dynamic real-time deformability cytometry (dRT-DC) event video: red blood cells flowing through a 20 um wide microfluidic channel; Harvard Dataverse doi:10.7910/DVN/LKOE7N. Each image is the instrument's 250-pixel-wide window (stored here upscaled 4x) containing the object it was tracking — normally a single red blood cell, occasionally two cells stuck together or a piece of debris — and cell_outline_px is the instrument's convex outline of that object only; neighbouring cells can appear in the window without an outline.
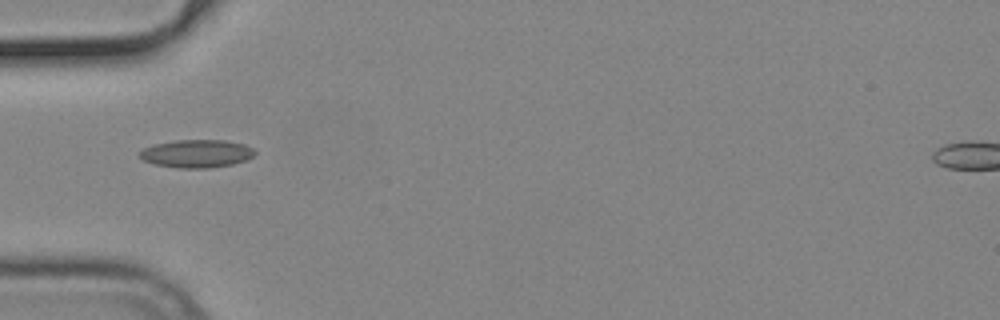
{"species": "common noctule bat (a hibernating species)", "species_latin": "Nyctalus noctula", "temperature_condition": "cold", "stored_images_in_passage": 38, "camera_frame_rate_fps": 3000, "um_per_image_px": 0.085, "animal": {"sex": "male", "body_mass_g": 19.2, "forearm_length_mm": 51.8}, "frame": {"image": 1, "passage_image": 1, "time_ms": 0.0, "image_size_px": [1000, 320], "cell_outline_px": [[256, 152], [248, 160], [232, 164], [208, 168], [176, 168], [156, 164], [144, 160], [136, 152], [152, 144], [176, 140], [224, 140], [244, 144], [252, 148]], "centroid_in_image_um": [16.7, 13.05], "position_along_channel_um": 68.3, "area_um2": 18.84}}
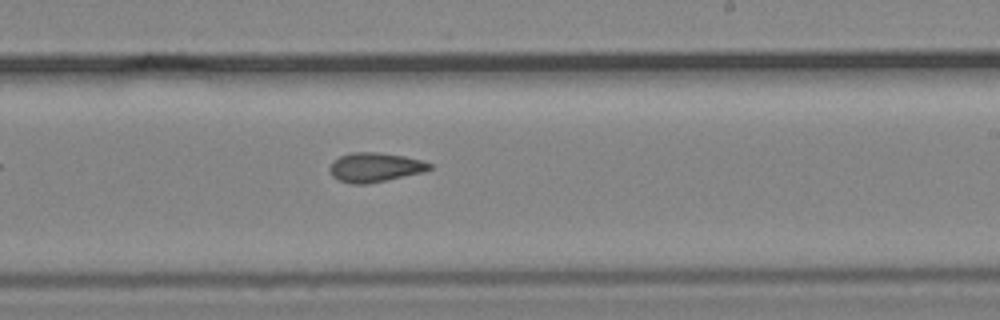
{"frame": {"image": 2, "passage_image": 16, "time_ms": 5.0, "image_size_px": [1000, 320], "cell_outline_px": [[432, 168], [424, 172], [368, 184], [352, 184], [336, 180], [332, 176], [328, 168], [332, 160], [340, 156], [352, 152], [376, 152], [404, 156], [424, 160], [432, 164]], "centroid_in_image_um": [31.85, 14.22], "position_along_channel_um": 257.1, "area_um2": 17.34}}
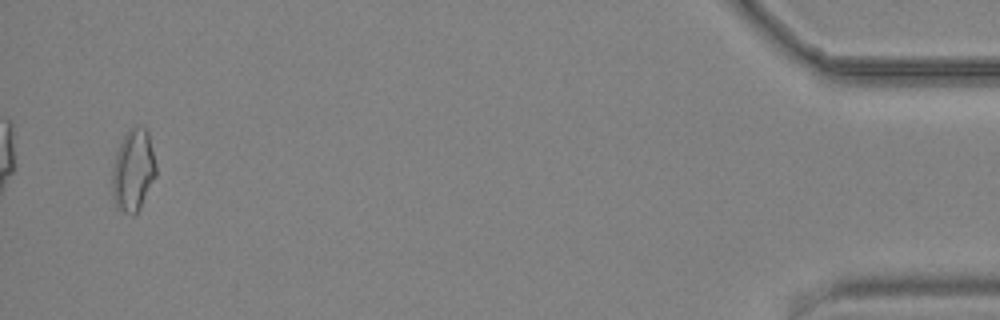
{"frame": {"image": 3, "passage_image": 36, "time_ms": 11.667, "image_size_px": [1000, 320], "cell_outline_px": [[156, 176], [140, 208], [132, 216], [116, 208], [112, 192], [112, 168], [116, 152], [124, 136], [136, 124], [148, 128], [156, 164]], "centroid_in_image_um": [11.33, 14.47], "position_along_channel_um": 423.9, "area_um2": 21.15}, "authors_computed_cell_mechanics": {"area_um2": 17.1666, "velocity_mm_per_s": 3.7685, "shape_relaxation_time_tau1_ms": null, "shape_relaxation_time_tau2_ms": 4.6914, "deformation_change_tau1": null, "deformation_change_tau2": 0.1144}}